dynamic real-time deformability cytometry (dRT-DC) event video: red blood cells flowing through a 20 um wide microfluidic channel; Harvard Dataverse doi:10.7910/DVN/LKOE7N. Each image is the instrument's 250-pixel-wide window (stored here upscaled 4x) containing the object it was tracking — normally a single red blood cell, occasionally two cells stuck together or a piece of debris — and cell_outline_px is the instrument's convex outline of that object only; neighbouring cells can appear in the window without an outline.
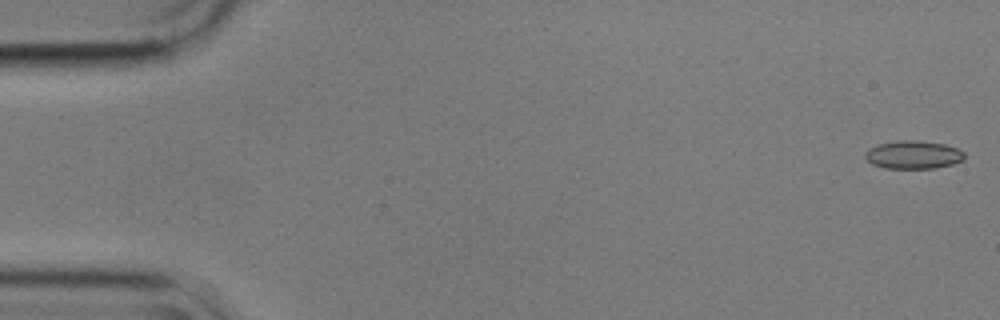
{"species": "common noctule bat (a hibernating species)", "species_latin": "Nyctalus noctula", "temperature_condition": "cold", "stored_images_in_passage": 56, "camera_frame_rate_fps": 3000, "um_per_image_px": 0.085, "animal": {"sex": "male", "body_mass_g": 17.9}, "frame": {"image": 1, "passage_image": 1, "time_ms": 0.0, "image_size_px": [1000, 320], "cell_outline_px": [[964, 160], [952, 164], [936, 168], [884, 168], [872, 164], [864, 156], [864, 152], [868, 148], [880, 144], [900, 140], [920, 140], [944, 144], [956, 148], [964, 152]], "centroid_in_image_um": [77.62, 13.15], "position_along_channel_um": 7.4, "area_um2": 16.3}}
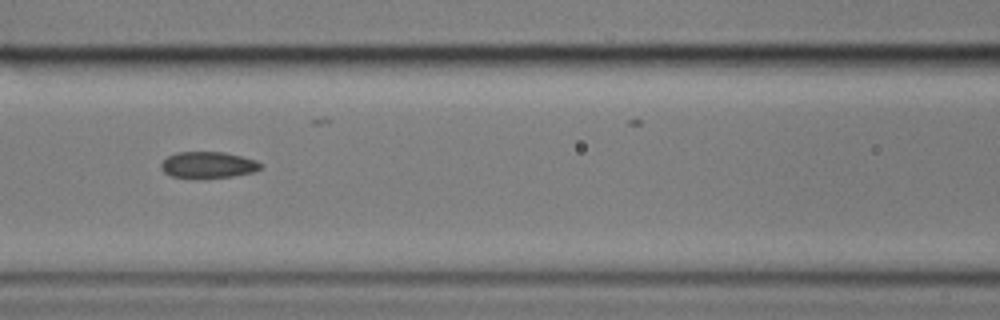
{"frame": {"image": 2, "passage_image": 24, "time_ms": 7.667, "image_size_px": [1000, 320], "cell_outline_px": [[264, 164], [260, 168], [252, 172], [232, 176], [172, 176], [164, 172], [160, 168], [160, 164], [168, 156], [176, 152], [224, 152], [256, 160]], "centroid_in_image_um": [17.69, 13.98], "position_along_channel_um": 148.9, "area_um2": 14.74}}
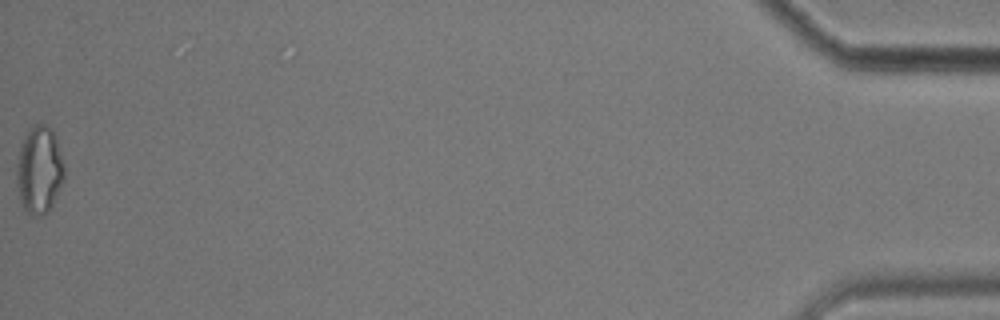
{"frame": {"image": 3, "passage_image": 56, "time_ms": 18.333, "image_size_px": [1000, 320], "cell_outline_px": [[64, 180], [48, 212], [40, 216], [32, 216], [24, 208], [20, 200], [16, 184], [16, 164], [20, 144], [28, 132], [36, 124], [44, 124], [52, 128], [56, 136], [64, 164]], "centroid_in_image_um": [3.34, 14.45], "position_along_channel_um": 431.9, "area_um2": 24.45}, "authors_computed_cell_mechanics": {"area_um2": 15.8372, "velocity_mm_per_s": 3.5703, "shape_relaxation_time_tau1_ms": null, "shape_relaxation_time_tau2_ms": 2.144, "deformation_change_tau1": null, "deformation_change_tau2": 0.0812}}